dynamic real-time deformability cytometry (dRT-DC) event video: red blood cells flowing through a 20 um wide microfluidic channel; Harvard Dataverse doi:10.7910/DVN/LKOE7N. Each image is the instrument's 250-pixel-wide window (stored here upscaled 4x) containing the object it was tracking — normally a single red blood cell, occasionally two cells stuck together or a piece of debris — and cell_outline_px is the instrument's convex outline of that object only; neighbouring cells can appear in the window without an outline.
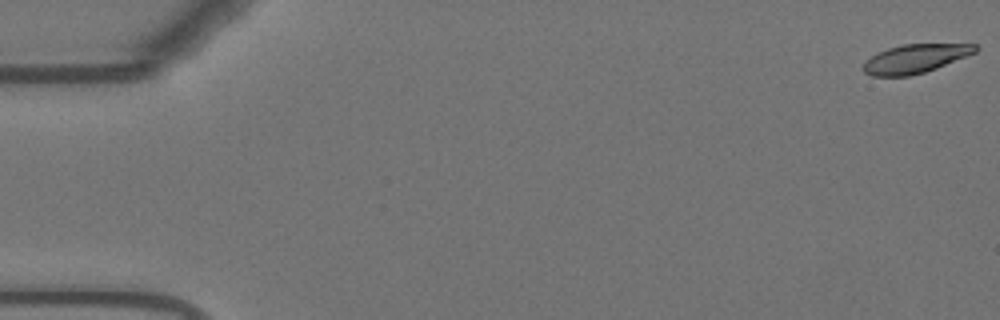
{"species": "Egyptian fruit bat (a non-hibernating species)", "species_latin": "Rousettus aegyptiacus", "temperature_condition": "warm", "stored_images_in_passage": 56, "camera_frame_rate_fps": 3000, "um_per_image_px": 0.085, "animal": {"sex": "female"}, "frame": {"image": 1, "passage_image": 1, "time_ms": 0.0, "image_size_px": [1000, 320], "cell_outline_px": [[980, 48], [976, 52], [936, 68], [924, 72], [908, 76], [872, 76], [864, 72], [860, 68], [872, 56], [888, 48], [904, 44], [976, 44]], "centroid_in_image_um": [77.8, 4.99], "position_along_channel_um": 7.2, "area_um2": 18.55}}
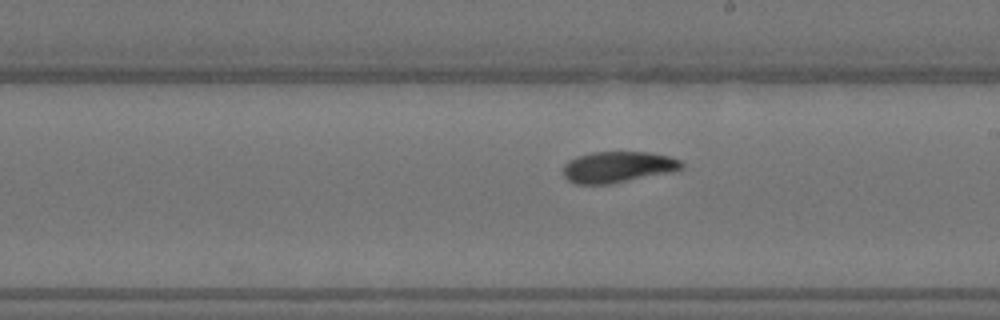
{"frame": {"image": 2, "passage_image": 32, "time_ms": 10.333, "image_size_px": [1000, 320], "cell_outline_px": [[684, 168], [672, 172], [612, 184], [576, 184], [568, 180], [564, 176], [564, 164], [568, 160], [576, 156], [592, 152], [648, 152], [668, 156], [680, 160], [684, 164]], "centroid_in_image_um": [52.52, 14.2], "position_along_channel_um": 236.5, "area_um2": 21.68}}
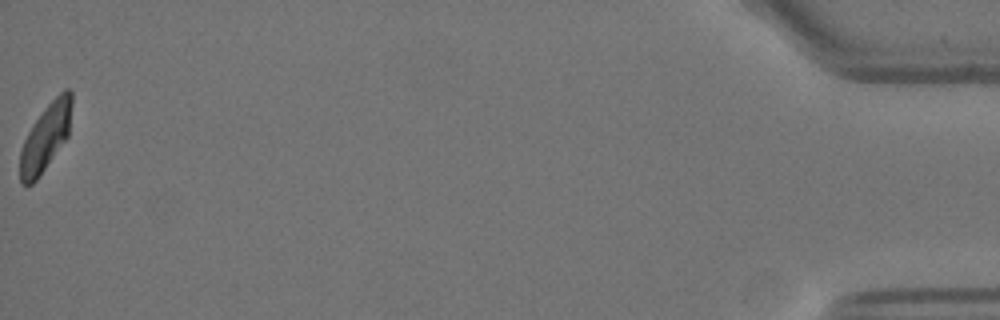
{"frame": {"image": 3, "passage_image": 56, "time_ms": 18.333, "image_size_px": [1000, 320], "cell_outline_px": [[72, 104], [68, 136], [36, 180], [32, 184], [24, 184], [20, 180], [20, 152], [24, 140], [32, 124], [44, 108], [64, 88], [68, 88], [72, 92]], "centroid_in_image_um": [3.88, 11.63], "position_along_channel_um": 431.3, "area_um2": 19.94}, "authors_computed_cell_mechanics": {"area_um2": 21.097, "velocity_mm_per_s": 3.6798, "shape_relaxation_time_tau1_ms": 3.5914, "shape_relaxation_time_tau2_ms": 11.3443, "deformation_change_tau1": 0.1503, "deformation_change_tau2": 0.167}}